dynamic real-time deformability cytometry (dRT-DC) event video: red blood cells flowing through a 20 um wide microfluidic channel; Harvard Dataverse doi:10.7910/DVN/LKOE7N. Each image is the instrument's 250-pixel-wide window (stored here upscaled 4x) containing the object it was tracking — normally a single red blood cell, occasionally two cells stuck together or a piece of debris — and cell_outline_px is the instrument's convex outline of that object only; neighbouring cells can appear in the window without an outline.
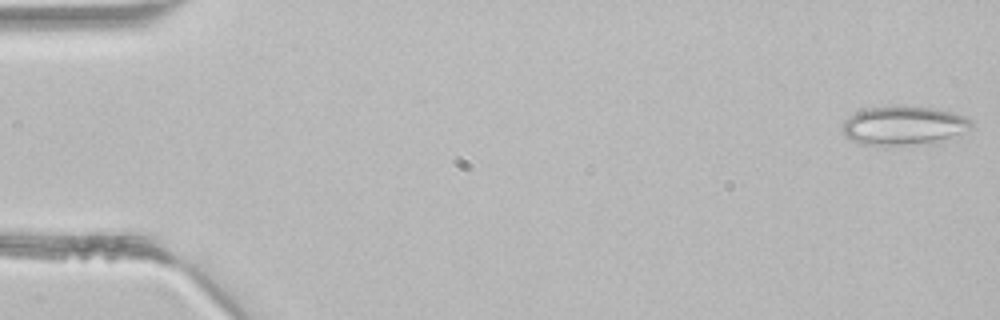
{"species": "common noctule bat (a hibernating species)", "species_latin": "Nyctalus noctula", "temperature_condition": "room temperature", "stored_images_in_passage": 3, "camera_frame_rate_fps": 3000, "um_per_image_px": 0.085, "animal": {"sex": "male", "body_mass_g": 21.5, "forearm_length_mm": 52.0}, "frame": {"image": 1, "passage_image": 1, "time_ms": 0.0, "image_size_px": [1000, 320], "cell_outline_px": [[972, 128], [936, 144], [864, 144], [852, 140], [844, 136], [840, 128], [844, 120], [856, 112], [868, 108], [932, 108], [964, 116], [972, 120]], "centroid_in_image_um": [76.82, 10.71], "position_along_channel_um": 8.2, "area_um2": 28.55}}